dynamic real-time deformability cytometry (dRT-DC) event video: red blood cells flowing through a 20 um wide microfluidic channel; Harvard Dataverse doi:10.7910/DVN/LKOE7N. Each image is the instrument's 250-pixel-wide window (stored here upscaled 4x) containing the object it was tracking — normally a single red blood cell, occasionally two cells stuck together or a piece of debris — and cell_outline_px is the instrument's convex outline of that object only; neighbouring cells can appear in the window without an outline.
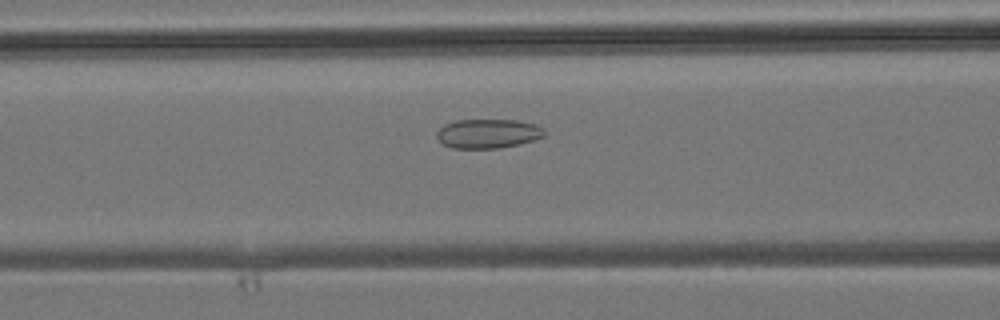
{"species": "common noctule bat (a hibernating species)", "species_latin": "Nyctalus noctula", "temperature_condition": "room temperature", "stored_images_in_passage": 45, "camera_frame_rate_fps": 3000, "um_per_image_px": 0.085, "animal": {"sex": "male", "body_mass_g": 19.2, "forearm_length_mm": 51.8}, "frame": {"image": 1, "passage_image": 18, "time_ms": 5.667, "image_size_px": [1000, 320], "cell_outline_px": [[544, 136], [520, 144], [500, 148], [452, 148], [444, 144], [436, 136], [436, 132], [444, 124], [456, 120], [516, 120], [536, 124], [544, 128]], "centroid_in_image_um": [41.48, 11.35], "position_along_channel_um": 125.1, "area_um2": 18.32}}
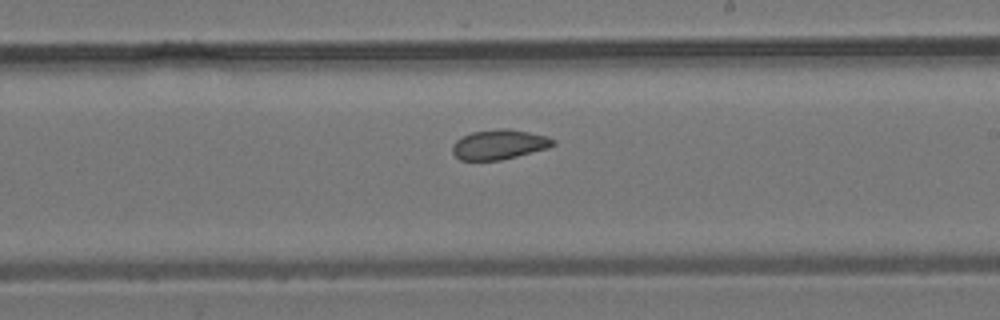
{"frame": {"image": 2, "passage_image": 26, "time_ms": 8.333, "image_size_px": [1000, 320], "cell_outline_px": [[556, 144], [548, 148], [500, 160], [460, 160], [452, 152], [452, 144], [456, 140], [472, 132], [500, 128], [508, 128], [548, 136], [556, 140]], "centroid_in_image_um": [42.44, 12.27], "position_along_channel_um": 246.6, "area_um2": 17.46}}
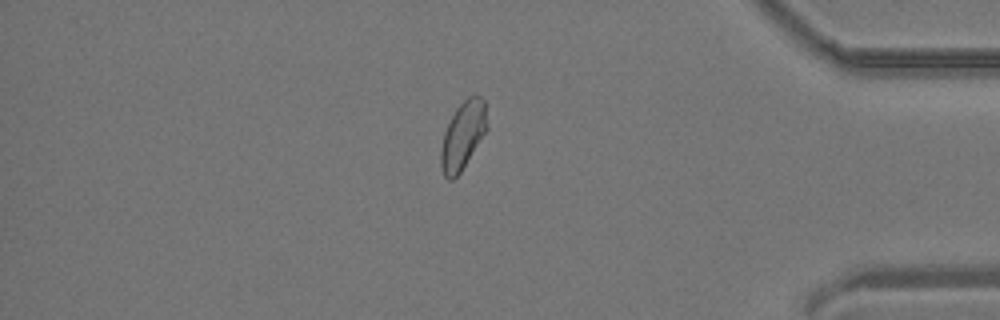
{"frame": {"image": 3, "passage_image": 38, "time_ms": 12.333, "image_size_px": [1000, 320], "cell_outline_px": [[488, 128], [460, 172], [452, 180], [448, 180], [444, 176], [440, 164], [440, 148], [444, 132], [456, 108], [472, 92], [480, 96], [484, 100], [488, 124]], "centroid_in_image_um": [39.34, 11.48], "position_along_channel_um": 395.9, "area_um2": 18.26}}